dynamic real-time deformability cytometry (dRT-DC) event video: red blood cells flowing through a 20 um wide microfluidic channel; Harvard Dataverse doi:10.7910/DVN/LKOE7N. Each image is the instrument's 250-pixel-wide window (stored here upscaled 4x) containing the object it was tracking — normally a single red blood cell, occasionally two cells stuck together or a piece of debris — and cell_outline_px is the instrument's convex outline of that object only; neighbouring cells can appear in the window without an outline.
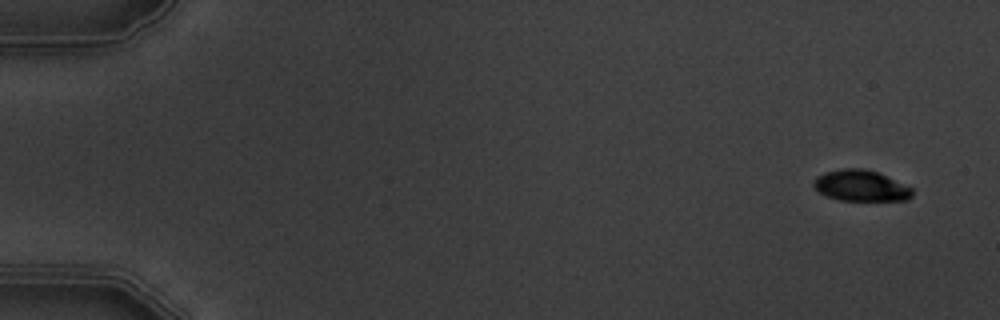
{"species": "common noctule bat (a hibernating species)", "species_latin": "Nyctalus noctula", "temperature_condition": "warm", "stored_images_in_passage": 6, "camera_frame_rate_fps": 3000, "um_per_image_px": 0.085, "animal": {"sex": "male", "body_mass_g": 19.5, "forearm_length_mm": 54.6}, "frame": {"image": 1, "passage_image": 1, "time_ms": 0.0, "image_size_px": [1000, 320], "cell_outline_px": [[912, 196], [908, 200], [840, 200], [828, 196], [820, 192], [812, 184], [812, 180], [816, 176], [824, 172], [844, 168], [864, 168], [876, 172], [912, 188]], "centroid_in_image_um": [73.13, 15.78], "position_along_channel_um": 11.9, "area_um2": 17.63}}
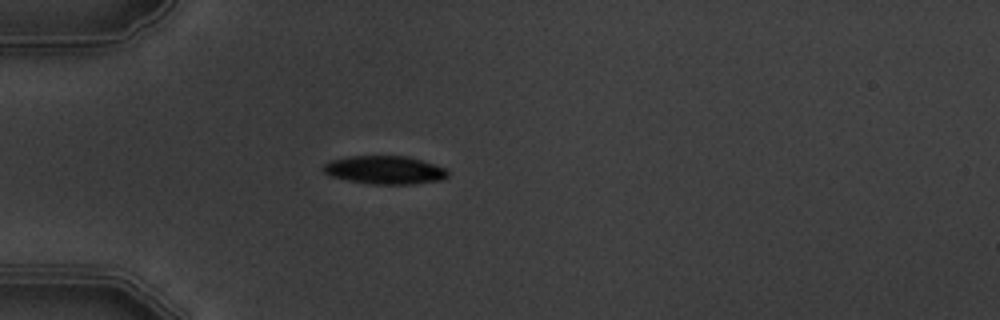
{"frame": {"image": 2, "passage_image": 5, "time_ms": 4.667, "image_size_px": [1000, 320], "cell_outline_px": [[448, 176], [440, 180], [412, 184], [372, 184], [348, 180], [328, 176], [320, 168], [324, 164], [332, 160], [348, 156], [408, 156], [444, 168], [448, 172]], "centroid_in_image_um": [32.64, 14.45], "position_along_channel_um": 52.4, "area_um2": 20.4}}